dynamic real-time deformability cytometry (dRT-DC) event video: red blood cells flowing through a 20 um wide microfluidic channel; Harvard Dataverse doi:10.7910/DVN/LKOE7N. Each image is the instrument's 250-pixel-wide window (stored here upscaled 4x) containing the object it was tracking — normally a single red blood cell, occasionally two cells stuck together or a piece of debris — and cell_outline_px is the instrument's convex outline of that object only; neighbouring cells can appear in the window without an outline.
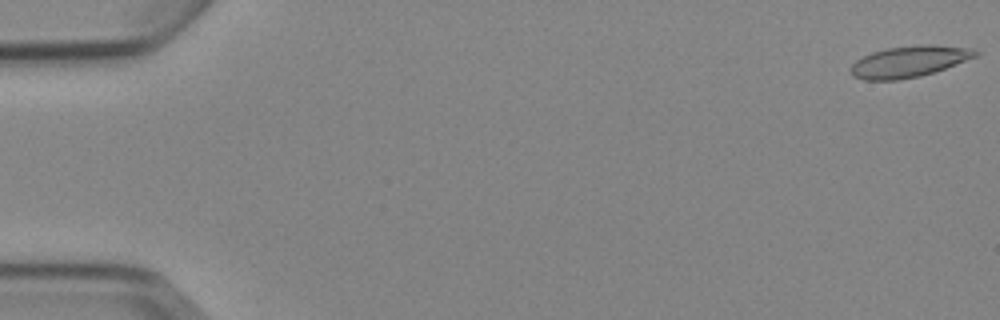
{"species": "Egyptian fruit bat (a non-hibernating species)", "species_latin": "Rousettus aegyptiacus", "temperature_condition": "cold", "stored_images_in_passage": 9, "camera_frame_rate_fps": 3000, "um_per_image_px": 0.085, "animal": {"sex": "female"}, "frame": {"image": 1, "passage_image": 1, "time_ms": 0.0, "image_size_px": [1000, 320], "cell_outline_px": [[980, 52], [976, 56], [944, 68], [920, 76], [896, 80], [864, 80], [852, 76], [848, 68], [856, 60], [872, 52], [888, 48], [928, 44], [932, 44], [976, 48]], "centroid_in_image_um": [77.25, 5.22], "position_along_channel_um": 7.7, "area_um2": 22.66}}
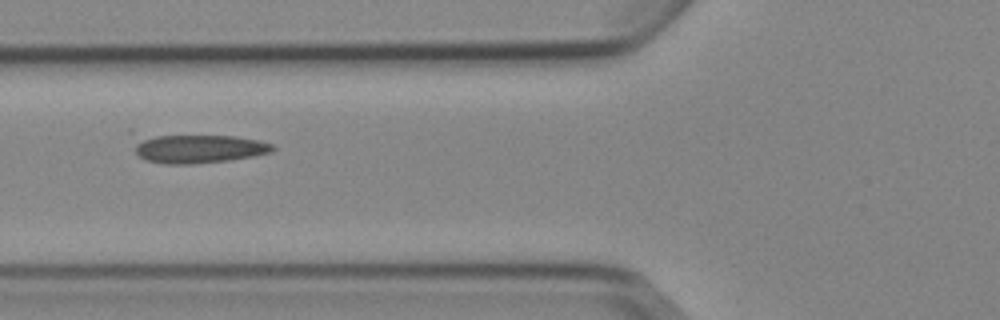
{"frame": {"image": 2, "passage_image": 6, "time_ms": 6.667, "image_size_px": [1000, 320], "cell_outline_px": [[276, 148], [272, 152], [252, 156], [228, 160], [192, 164], [164, 164], [144, 160], [136, 152], [128, 132], [128, 128], [132, 128], [236, 136], [260, 140], [272, 144]], "centroid_in_image_um": [16.45, 12.47], "position_along_channel_um": 109.4, "area_um2": 26.59}}
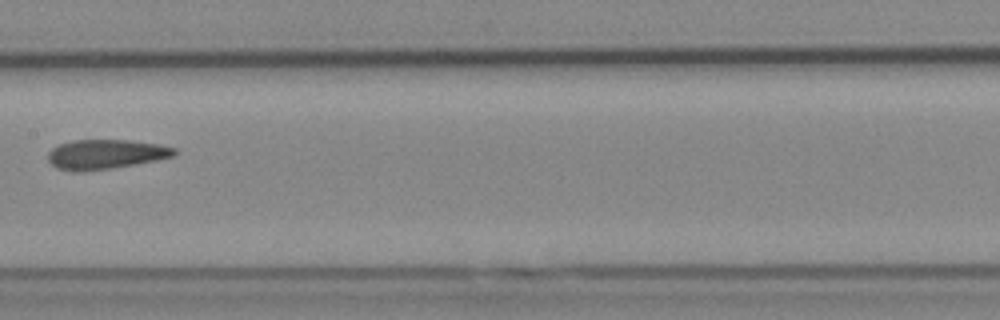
{"frame": {"image": 3, "passage_image": 8, "time_ms": 9.0, "image_size_px": [1000, 320], "cell_outline_px": [[176, 156], [136, 164], [112, 168], [84, 172], [72, 172], [56, 168], [48, 160], [48, 152], [52, 148], [60, 144], [72, 140], [128, 140], [160, 144], [176, 148]], "centroid_in_image_um": [8.97, 13.12], "position_along_channel_um": 198.4, "area_um2": 22.02}}